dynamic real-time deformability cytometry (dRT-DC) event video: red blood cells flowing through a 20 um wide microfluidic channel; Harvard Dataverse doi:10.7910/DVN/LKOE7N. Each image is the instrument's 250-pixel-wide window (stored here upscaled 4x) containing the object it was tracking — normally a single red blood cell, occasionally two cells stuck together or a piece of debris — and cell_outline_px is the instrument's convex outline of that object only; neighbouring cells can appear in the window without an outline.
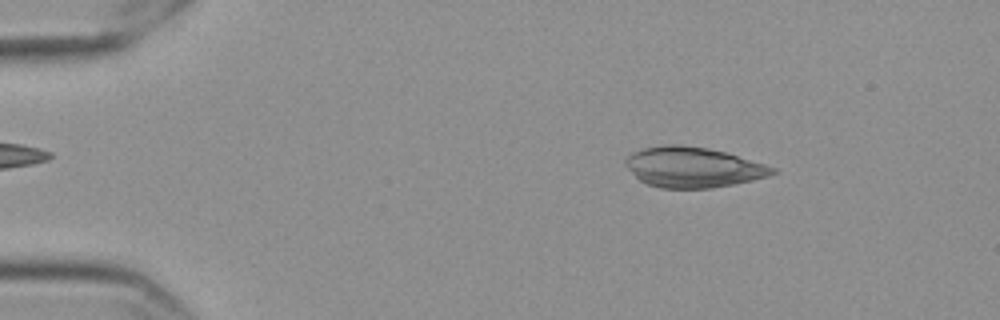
{"species": "Egyptian fruit bat (a non-hibernating species)", "species_latin": "Rousettus aegyptiacus", "temperature_condition": "cold", "stored_images_in_passage": 56, "camera_frame_rate_fps": 3000, "um_per_image_px": 0.085, "frame": {"image": 1, "passage_image": 8, "time_ms": 2.333, "image_size_px": [1000, 320], "cell_outline_px": [[780, 172], [768, 176], [752, 180], [712, 188], [660, 188], [648, 184], [640, 180], [624, 164], [624, 160], [628, 156], [644, 148], [668, 144], [672, 144], [704, 148], [724, 152], [764, 164], [776, 168]], "centroid_in_image_um": [58.91, 14.23], "position_along_channel_um": 26.1, "area_um2": 33.99}}
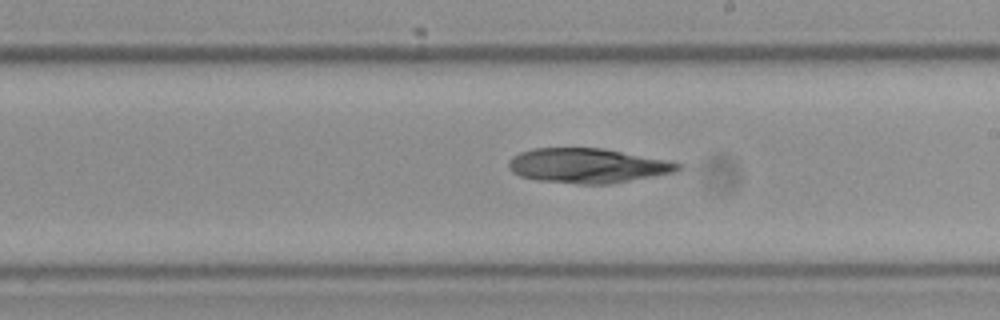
{"frame": {"image": 2, "passage_image": 32, "time_ms": 10.333, "image_size_px": [1000, 320], "cell_outline_px": [[684, 164], [676, 172], [608, 184], [580, 184], [536, 180], [520, 176], [512, 172], [508, 168], [508, 160], [512, 156], [520, 152], [532, 148], [604, 148], [668, 160]], "centroid_in_image_um": [49.93, 14.07], "position_along_channel_um": 239.1, "area_um2": 34.39}}
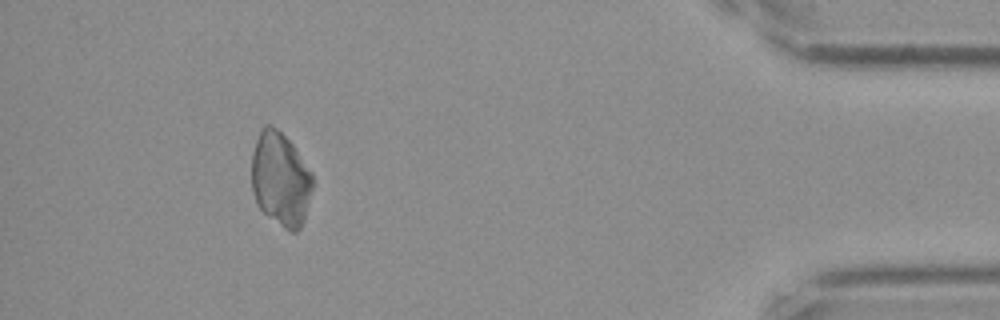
{"frame": {"image": 3, "passage_image": 51, "time_ms": 16.667, "image_size_px": [1000, 320], "cell_outline_px": [[312, 188], [304, 220], [300, 228], [296, 232], [292, 232], [284, 228], [268, 216], [260, 208], [252, 192], [252, 152], [256, 140], [264, 124], [272, 124], [292, 144], [312, 172]], "centroid_in_image_um": [23.84, 15.22], "position_along_channel_um": 411.4, "area_um2": 33.18}}